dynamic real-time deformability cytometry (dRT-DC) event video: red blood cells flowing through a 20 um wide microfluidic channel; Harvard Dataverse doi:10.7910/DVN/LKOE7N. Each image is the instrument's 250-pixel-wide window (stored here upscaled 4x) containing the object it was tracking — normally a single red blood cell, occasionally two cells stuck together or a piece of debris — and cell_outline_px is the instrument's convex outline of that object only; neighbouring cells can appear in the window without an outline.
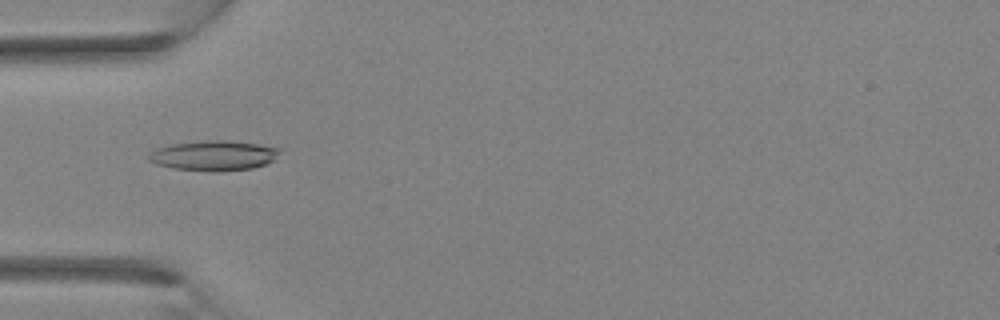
{"species": "Egyptian fruit bat (a non-hibernating species)", "species_latin": "Rousettus aegyptiacus", "temperature_condition": "room temperature", "stored_images_in_passage": 34, "camera_frame_rate_fps": 3000, "um_per_image_px": 0.085, "animal": {"sex": "female"}, "frame": {"image": 1, "passage_image": 11, "time_ms": 3.333, "image_size_px": [1000, 320], "cell_outline_px": [[280, 152], [276, 160], [252, 168], [216, 172], [172, 168], [156, 164], [148, 160], [148, 156], [156, 148], [172, 144], [204, 140], [224, 140], [256, 144], [280, 148]], "centroid_in_image_um": [18.17, 13.23], "position_along_channel_um": 66.8, "area_um2": 22.89}}
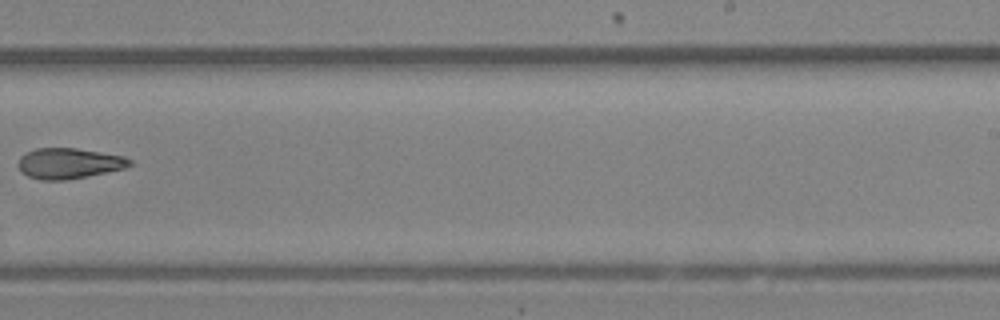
{"frame": {"image": 2, "passage_image": 22, "time_ms": 7.0, "image_size_px": [1000, 320], "cell_outline_px": [[132, 164], [124, 168], [88, 176], [64, 180], [40, 180], [28, 176], [20, 172], [16, 164], [20, 156], [36, 148], [76, 148], [124, 156], [132, 160]], "centroid_in_image_um": [5.82, 13.89], "position_along_channel_um": 283.2, "area_um2": 19.94}}
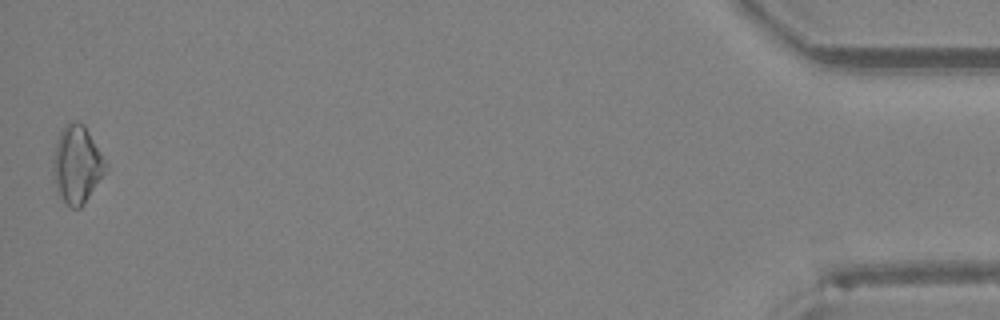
{"frame": {"image": 3, "passage_image": 34, "time_ms": 11.0, "image_size_px": [1000, 320], "cell_outline_px": [[108, 168], [84, 204], [80, 208], [72, 208], [60, 196], [52, 180], [52, 160], [60, 128], [68, 120], [76, 120], [84, 124], [108, 164]], "centroid_in_image_um": [6.52, 13.94], "position_along_channel_um": 428.7, "area_um2": 24.16}}